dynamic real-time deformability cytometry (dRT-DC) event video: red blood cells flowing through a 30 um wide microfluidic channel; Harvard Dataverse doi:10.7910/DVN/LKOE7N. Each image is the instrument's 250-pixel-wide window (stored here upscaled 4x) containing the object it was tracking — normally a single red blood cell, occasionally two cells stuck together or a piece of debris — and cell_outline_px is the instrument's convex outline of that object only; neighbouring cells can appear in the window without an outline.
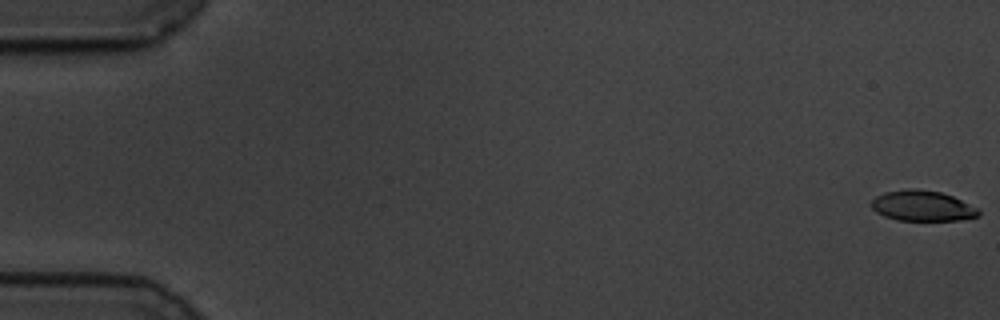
{"species": "common noctule bat (a hibernating species)", "species_latin": "Nyctalus noctula", "temperature_condition": "cold", "stored_images_in_passage": 59, "camera_frame_rate_fps": 3000, "um_per_image_px": 0.085, "animal": {"sex": "male", "body_mass_g": 19.5, "forearm_length_mm": 54.6}, "frame": {"image": 1, "passage_image": 1, "time_ms": 0.0, "image_size_px": [1000, 320], "cell_outline_px": [[980, 216], [960, 220], [896, 220], [884, 216], [876, 212], [872, 208], [872, 200], [876, 196], [884, 192], [904, 188], [916, 188], [940, 192], [952, 196], [976, 208], [980, 212]], "centroid_in_image_um": [78.37, 17.49], "position_along_channel_um": 6.6, "area_um2": 19.02}}
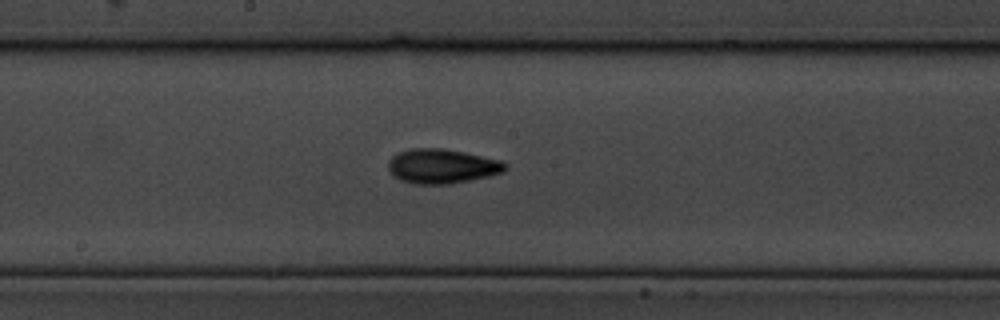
{"frame": {"image": 2, "passage_image": 32, "time_ms": 10.333, "image_size_px": [1000, 320], "cell_outline_px": [[508, 168], [504, 172], [472, 180], [448, 184], [412, 184], [400, 180], [388, 168], [388, 160], [392, 156], [400, 152], [412, 148], [444, 148], [464, 152], [500, 160], [508, 164]], "centroid_in_image_um": [37.59, 14.13], "position_along_channel_um": 210.6, "area_um2": 23.58}}
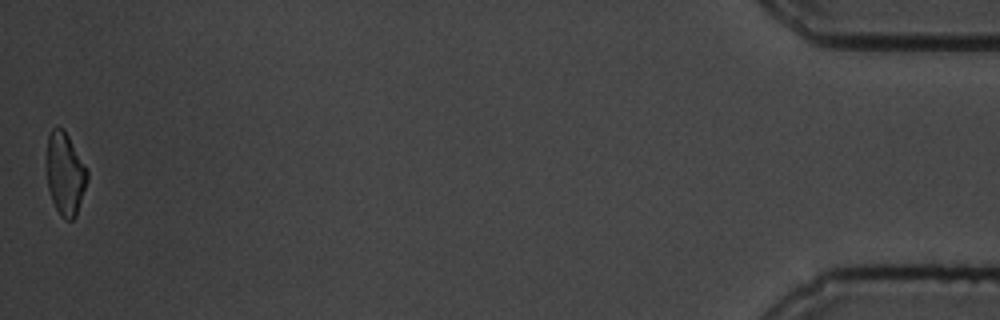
{"frame": {"image": 3, "passage_image": 59, "time_ms": 19.333, "image_size_px": [1000, 320], "cell_outline_px": [[88, 180], [76, 216], [72, 220], [64, 220], [60, 216], [52, 200], [48, 188], [48, 136], [52, 128], [64, 128], [88, 168]], "centroid_in_image_um": [5.58, 14.79], "position_along_channel_um": 429.6, "area_um2": 19.54}, "authors_computed_cell_mechanics": {"area_um2": 20.9236, "velocity_mm_per_s": 3.4515, "shape_relaxation_time_tau1_ms": 2.7634, "shape_relaxation_time_tau2_ms": 2.2384, "deformation_change_tau1": 0.116, "deformation_change_tau2": 0.0751}}